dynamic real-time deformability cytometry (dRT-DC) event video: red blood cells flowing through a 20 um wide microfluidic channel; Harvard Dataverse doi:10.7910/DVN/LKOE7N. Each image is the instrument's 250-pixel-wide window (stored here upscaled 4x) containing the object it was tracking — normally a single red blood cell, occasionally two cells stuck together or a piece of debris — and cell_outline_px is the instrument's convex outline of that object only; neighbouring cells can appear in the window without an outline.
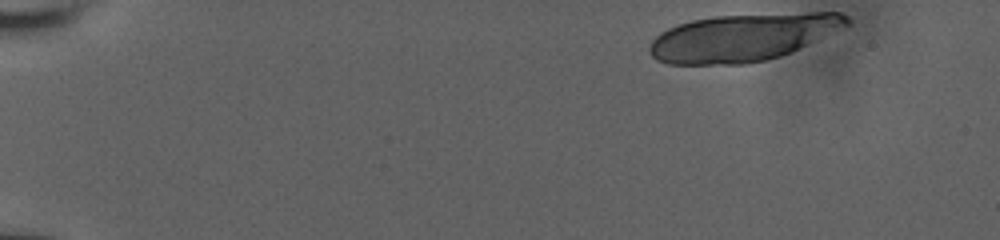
{"species": "human", "species_latin": "Homo sapiens", "temperature_condition": "room temperature", "stored_images_in_passage": 16, "camera_frame_rate_fps": 3000, "um_per_image_px": 0.085, "donor": {"sex": "male"}, "frame": {"image": 1, "passage_image": 1, "time_ms": 0.0, "image_size_px": [1000, 240], "cell_outline_px": [[848, 24], [792, 52], [780, 56], [764, 60], [744, 64], [668, 64], [656, 60], [648, 52], [648, 48], [652, 40], [660, 32], [668, 28], [692, 20], [716, 16], [808, 12], [840, 12], [848, 16]], "centroid_in_image_um": [63.09, 3.18], "position_along_channel_um": 21.9, "area_um2": 54.22}}
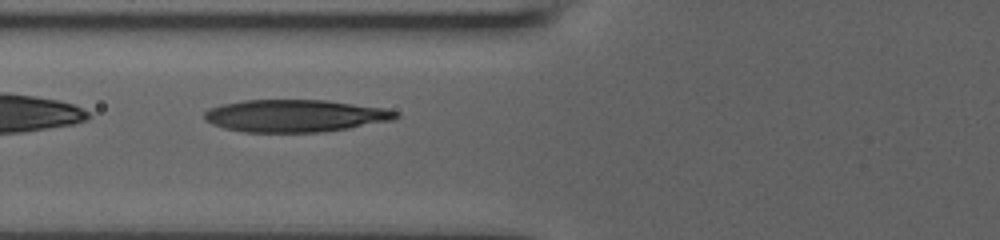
{"frame": {"image": 2, "passage_image": 13, "time_ms": 6.0, "image_size_px": [1000, 240], "cell_outline_px": [[400, 116], [396, 120], [324, 132], [244, 132], [224, 128], [212, 124], [204, 120], [204, 112], [208, 108], [220, 104], [244, 100], [328, 100], [388, 108], [400, 112]], "centroid_in_image_um": [25.13, 9.83], "position_along_channel_um": 100.7, "area_um2": 36.65}}
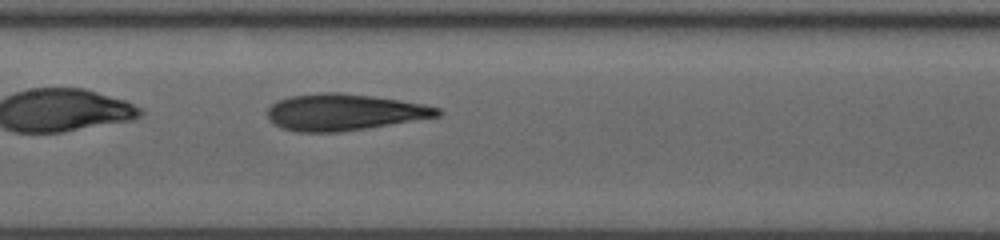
{"frame": {"image": 3, "passage_image": 16, "time_ms": 8.0, "image_size_px": [1000, 240], "cell_outline_px": [[444, 112], [440, 116], [364, 128], [336, 132], [300, 132], [280, 128], [268, 120], [268, 108], [276, 100], [288, 96], [320, 92], [340, 92], [372, 96], [400, 100], [424, 104], [440, 108]], "centroid_in_image_um": [29.22, 9.52], "position_along_channel_um": 178.2, "area_um2": 36.24}}